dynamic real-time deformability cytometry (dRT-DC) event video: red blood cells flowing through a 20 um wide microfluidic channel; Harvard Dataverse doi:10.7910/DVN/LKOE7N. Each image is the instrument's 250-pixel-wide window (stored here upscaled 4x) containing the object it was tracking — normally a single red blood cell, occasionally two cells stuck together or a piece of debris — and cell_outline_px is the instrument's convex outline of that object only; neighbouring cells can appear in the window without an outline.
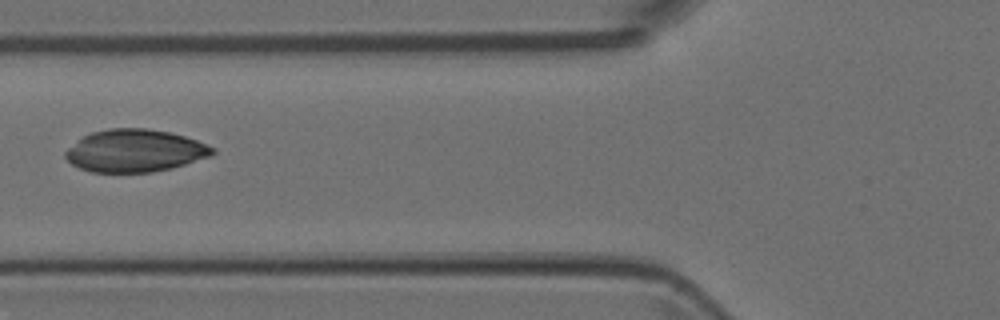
{"species": "Egyptian fruit bat (a non-hibernating species)", "species_latin": "Rousettus aegyptiacus", "temperature_condition": "room temperature", "stored_images_in_passage": 5, "camera_frame_rate_fps": 3000, "um_per_image_px": 0.085, "animal": {"sex": "female"}, "frame": {"image": 1, "passage_image": 4, "time_ms": 1.0, "image_size_px": [1000, 320], "cell_outline_px": [[216, 152], [208, 156], [172, 168], [152, 172], [92, 172], [80, 168], [72, 164], [64, 156], [64, 152], [68, 148], [84, 136], [92, 132], [108, 128], [144, 128], [168, 132], [184, 136], [208, 144], [216, 148]], "centroid_in_image_um": [11.46, 12.81], "position_along_channel_um": 114.3, "area_um2": 36.18}}